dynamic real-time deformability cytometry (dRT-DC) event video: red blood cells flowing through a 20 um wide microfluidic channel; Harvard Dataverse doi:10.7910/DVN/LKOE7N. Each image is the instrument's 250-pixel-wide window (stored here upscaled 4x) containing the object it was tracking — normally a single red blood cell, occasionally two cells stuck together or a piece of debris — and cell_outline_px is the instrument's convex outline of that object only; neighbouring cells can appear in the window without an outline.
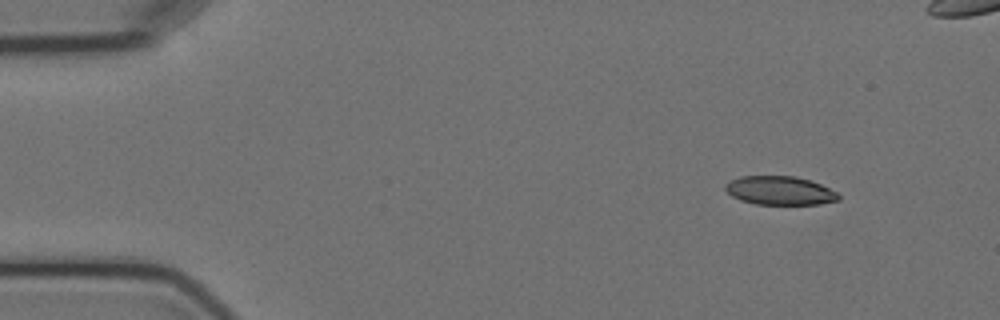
{"species": "Egyptian fruit bat (a non-hibernating species)", "species_latin": "Rousettus aegyptiacus", "temperature_condition": "cold", "stored_images_in_passage": 5, "camera_frame_rate_fps": 3000, "um_per_image_px": 0.085, "animal": {"sex": "female"}, "frame": {"image": 1, "passage_image": 1, "time_ms": 0.0, "image_size_px": [1000, 320], "cell_outline_px": [[840, 200], [820, 204], [756, 204], [740, 200], [732, 196], [724, 188], [724, 184], [728, 180], [740, 176], [796, 176], [820, 184], [836, 192], [840, 196]], "centroid_in_image_um": [66.25, 16.19], "position_along_channel_um": 18.8, "area_um2": 18.96}}